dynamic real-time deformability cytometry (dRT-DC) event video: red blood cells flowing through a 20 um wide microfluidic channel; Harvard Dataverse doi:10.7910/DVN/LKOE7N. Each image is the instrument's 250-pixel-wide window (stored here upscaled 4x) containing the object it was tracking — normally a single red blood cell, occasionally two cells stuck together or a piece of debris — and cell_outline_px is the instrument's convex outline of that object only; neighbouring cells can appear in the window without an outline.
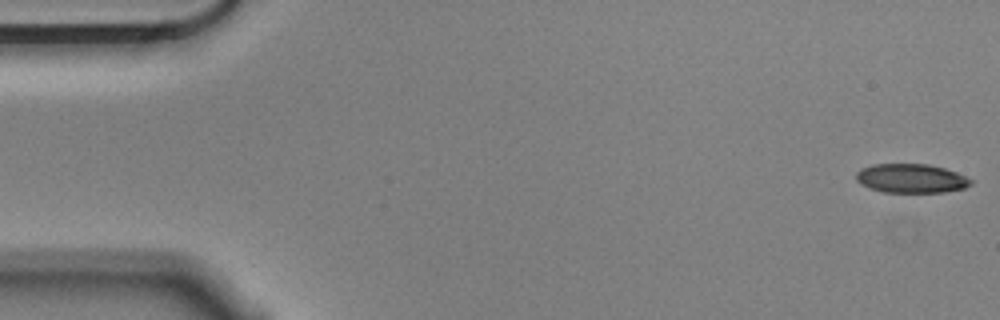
{"species": "Egyptian fruit bat (a non-hibernating species)", "species_latin": "Rousettus aegyptiacus", "temperature_condition": "cold", "stored_images_in_passage": 56, "camera_frame_rate_fps": 3000, "um_per_image_px": 0.085, "animal": {"sex": "male"}, "frame": {"image": 1, "passage_image": 1, "time_ms": 0.0, "image_size_px": [1000, 320], "cell_outline_px": [[972, 184], [964, 188], [944, 192], [884, 192], [860, 184], [856, 180], [856, 172], [860, 168], [872, 164], [928, 164], [944, 168], [956, 172], [972, 180]], "centroid_in_image_um": [77.43, 15.15], "position_along_channel_um": 7.6, "area_um2": 19.36}}
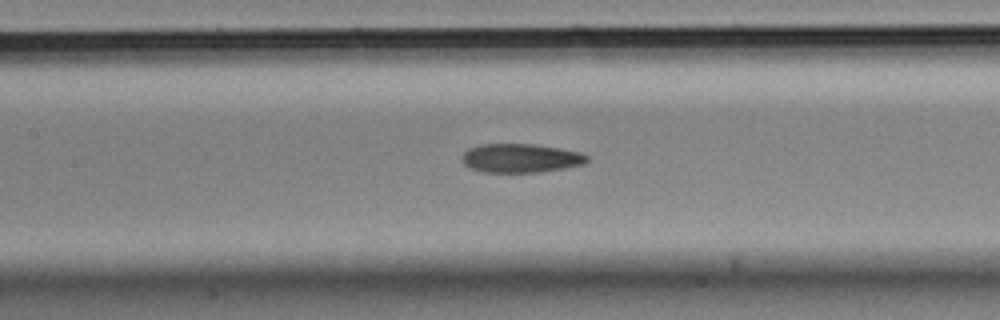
{"frame": {"image": 2, "passage_image": 25, "time_ms": 8.0, "image_size_px": [1000, 320], "cell_outline_px": [[588, 160], [584, 164], [564, 168], [536, 172], [484, 172], [468, 168], [464, 164], [460, 156], [468, 148], [480, 144], [532, 144], [560, 148], [580, 152], [588, 156]], "centroid_in_image_um": [44.21, 13.44], "position_along_channel_um": 163.2, "area_um2": 21.1}}
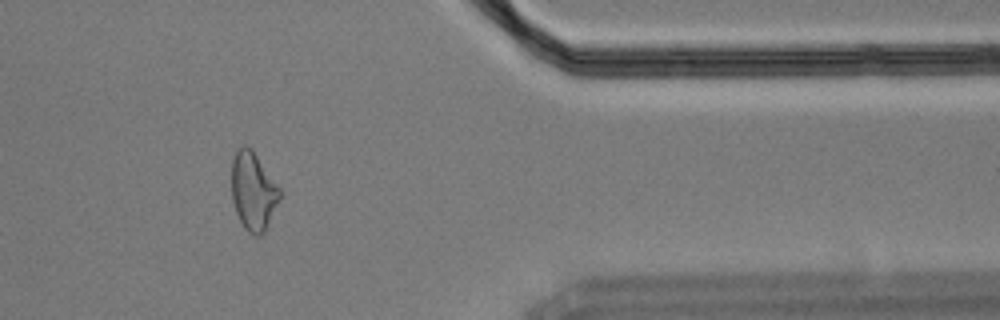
{"frame": {"image": 3, "passage_image": 46, "time_ms": 15.0, "image_size_px": [1000, 320], "cell_outline_px": [[280, 200], [264, 232], [260, 236], [256, 236], [248, 232], [244, 228], [236, 212], [232, 200], [232, 160], [236, 152], [244, 144], [252, 148], [280, 188]], "centroid_in_image_um": [21.53, 16.25], "position_along_channel_um": 389.9, "area_um2": 21.91}, "authors_computed_cell_mechanics": {"area_um2": 21.5305, "velocity_mm_per_s": 3.559, "shape_relaxation_time_tau1_ms": null, "shape_relaxation_time_tau2_ms": 5.0658, "deformation_change_tau1": null, "deformation_change_tau2": 0.1258}}